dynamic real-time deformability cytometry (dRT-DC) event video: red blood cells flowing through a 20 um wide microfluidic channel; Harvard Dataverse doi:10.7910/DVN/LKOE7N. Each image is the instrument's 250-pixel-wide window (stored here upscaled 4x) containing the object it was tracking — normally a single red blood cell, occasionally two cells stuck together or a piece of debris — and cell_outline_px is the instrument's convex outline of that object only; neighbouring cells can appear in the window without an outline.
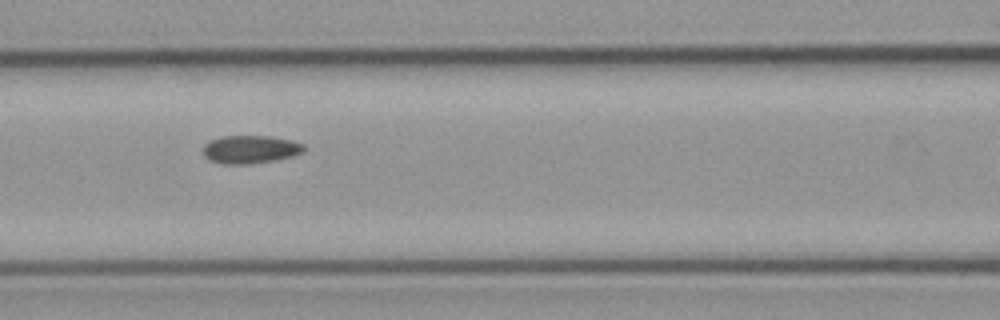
{"species": "common noctule bat (a hibernating species)", "species_latin": "Nyctalus noctula", "temperature_condition": "cold", "stored_images_in_passage": 8, "camera_frame_rate_fps": 3000, "um_per_image_px": 0.085, "animal": {"sex": "male", "body_mass_g": 23.1, "forearm_length_mm": 52.7}, "frame": {"image": 1, "passage_image": 5, "time_ms": 4.667, "image_size_px": [1000, 320], "cell_outline_px": [[304, 152], [292, 156], [276, 160], [252, 164], [224, 164], [208, 160], [204, 156], [204, 144], [212, 140], [224, 136], [268, 136], [292, 140], [304, 144]], "centroid_in_image_um": [21.29, 12.71], "position_along_channel_um": 145.3, "area_um2": 16.53}}
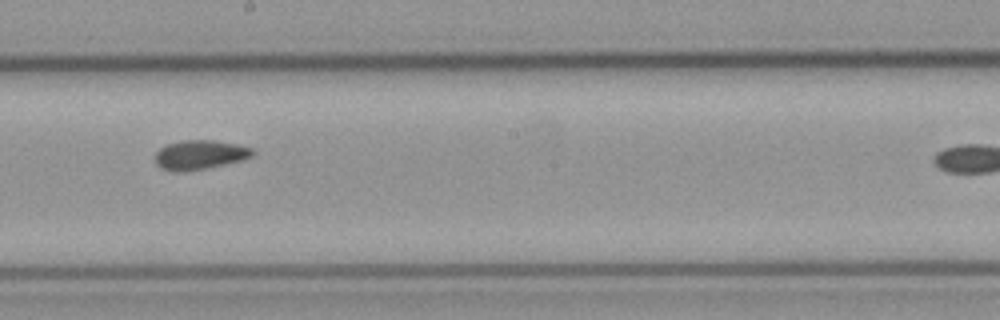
{"frame": {"image": 2, "passage_image": 7, "time_ms": 7.0, "image_size_px": [1000, 320], "cell_outline_px": [[256, 152], [252, 156], [240, 160], [224, 164], [184, 172], [172, 172], [160, 168], [156, 164], [156, 152], [160, 148], [168, 144], [180, 140], [212, 140], [236, 144], [252, 148]], "centroid_in_image_um": [16.95, 13.16], "position_along_channel_um": 231.2, "area_um2": 16.59}}